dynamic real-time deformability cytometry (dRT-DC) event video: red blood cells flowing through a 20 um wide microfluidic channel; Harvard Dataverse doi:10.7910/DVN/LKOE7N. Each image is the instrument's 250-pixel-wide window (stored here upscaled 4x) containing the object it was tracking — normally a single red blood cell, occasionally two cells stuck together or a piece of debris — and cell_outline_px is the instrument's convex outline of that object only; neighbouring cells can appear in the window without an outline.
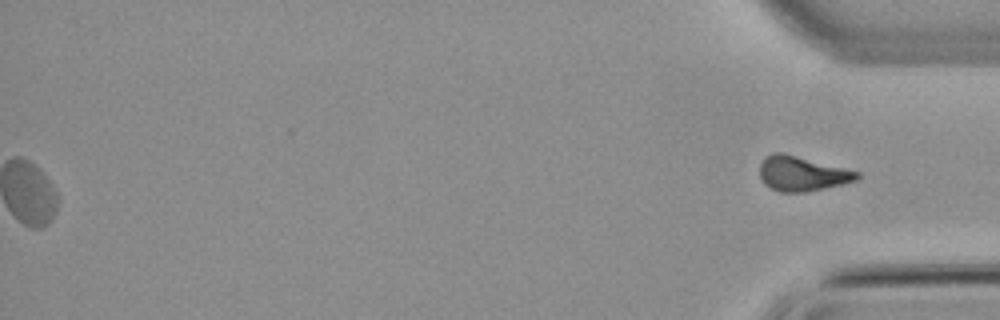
{"species": "common noctule bat (a hibernating species)", "species_latin": "Nyctalus noctula", "temperature_condition": "warm", "stored_images_in_passage": 55, "segment_of_instrument_passage": [2, 2], "camera_frame_rate_fps": 3000, "um_per_image_px": 0.085, "animal": {"sex": "male", "body_mass_g": 21.5, "forearm_length_mm": 52.0}, "frame": {"image": 1, "passage_image": 55, "time_ms": 18.0, "image_size_px": [1000, 320], "cell_outline_px": [[860, 176], [856, 180], [824, 188], [804, 192], [780, 192], [768, 188], [760, 180], [760, 164], [764, 156], [772, 152], [780, 152], [860, 172]], "centroid_in_image_um": [68.1, 14.76], "position_along_channel_um": 367.1, "area_um2": 19.59}}